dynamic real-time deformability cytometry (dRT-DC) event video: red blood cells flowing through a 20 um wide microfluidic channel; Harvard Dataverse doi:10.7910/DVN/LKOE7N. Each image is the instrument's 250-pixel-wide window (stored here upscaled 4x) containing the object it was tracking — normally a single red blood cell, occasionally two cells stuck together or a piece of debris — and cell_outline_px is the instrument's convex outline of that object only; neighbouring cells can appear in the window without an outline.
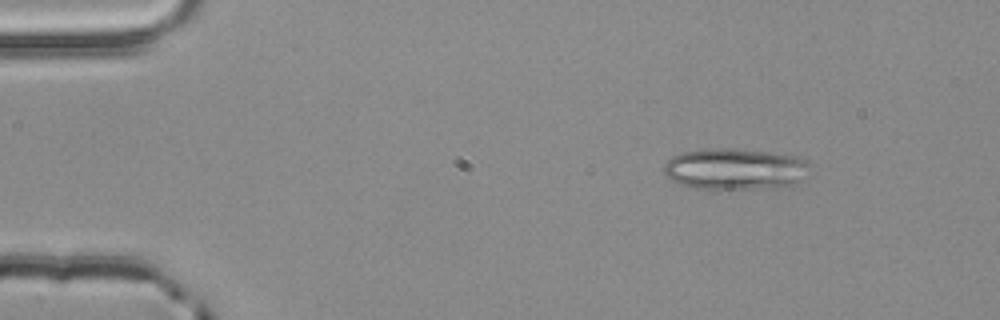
{"species": "common noctule bat (a hibernating species)", "species_latin": "Nyctalus noctula", "temperature_condition": "room temperature", "stored_images_in_passage": 47, "segment_of_instrument_passage": [1, 2], "camera_frame_rate_fps": 3000, "um_per_image_px": 0.085, "animal": {"sex": "male", "body_mass_g": 20.4}, "frame": {"image": 1, "passage_image": 1, "time_ms": 0.0, "image_size_px": [1000, 320], "cell_outline_px": [[808, 176], [792, 184], [776, 188], [696, 188], [676, 184], [664, 172], [664, 164], [672, 156], [680, 152], [712, 148], [732, 148], [796, 156], [804, 160]], "centroid_in_image_um": [62.42, 14.36], "position_along_channel_um": 22.6, "area_um2": 34.8}}